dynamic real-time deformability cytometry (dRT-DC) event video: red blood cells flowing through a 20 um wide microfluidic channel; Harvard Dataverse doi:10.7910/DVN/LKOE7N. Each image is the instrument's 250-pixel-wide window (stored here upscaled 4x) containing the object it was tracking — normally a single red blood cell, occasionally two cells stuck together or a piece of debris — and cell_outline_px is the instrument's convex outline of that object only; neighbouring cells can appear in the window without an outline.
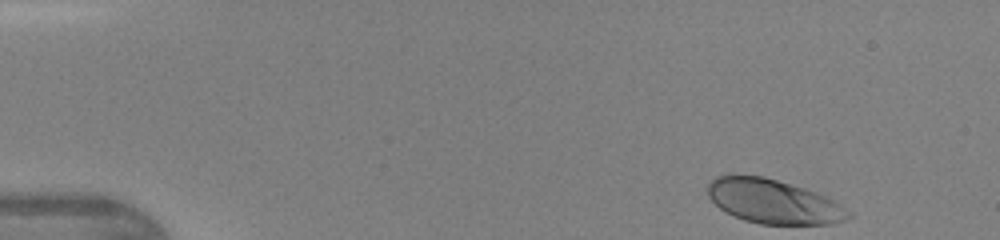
{"species": "human", "species_latin": "Homo sapiens", "temperature_condition": "warm", "stored_images_in_passage": 36, "camera_frame_rate_fps": 3000, "um_per_image_px": 0.085, "donor": {"sex": "female"}, "frame": {"image": 1, "passage_image": 1, "time_ms": 0.0, "image_size_px": [1000, 240], "cell_outline_px": [[852, 216], [844, 220], [832, 224], [760, 224], [744, 220], [720, 208], [708, 196], [708, 184], [716, 176], [728, 172], [732, 172], [764, 176], [804, 188], [816, 192], [832, 200], [852, 212]], "centroid_in_image_um": [65.7, 17.09], "position_along_channel_um": 19.3, "area_um2": 36.47}}
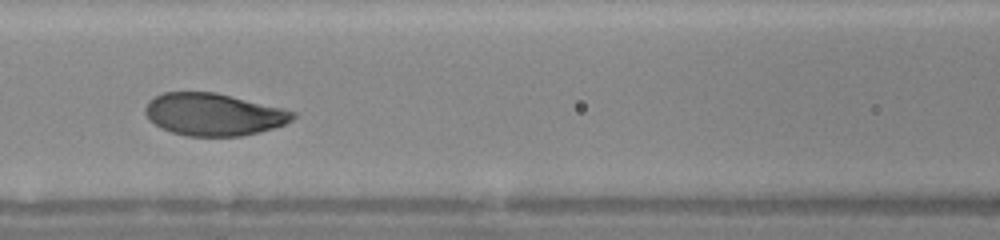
{"frame": {"image": 2, "passage_image": 17, "time_ms": 5.333, "image_size_px": [1000, 240], "cell_outline_px": [[296, 116], [292, 120], [284, 124], [260, 132], [240, 136], [188, 136], [172, 132], [160, 128], [148, 120], [144, 112], [144, 108], [148, 100], [164, 92], [216, 92], [284, 108], [296, 112]], "centroid_in_image_um": [18.14, 9.72], "position_along_channel_um": 148.5, "area_um2": 36.65}}
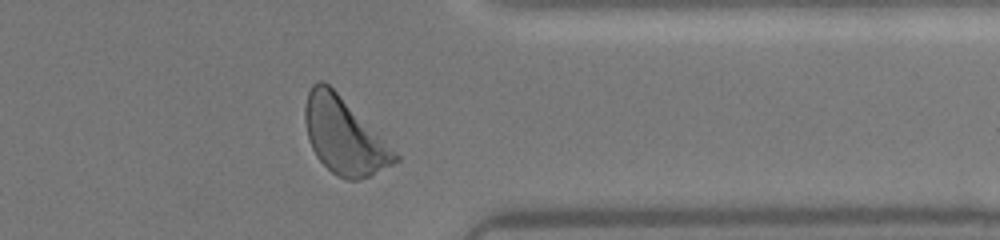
{"frame": {"image": 3, "passage_image": 33, "time_ms": 10.667, "image_size_px": [1000, 240], "cell_outline_px": [[400, 160], [368, 176], [356, 180], [348, 180], [336, 176], [316, 156], [308, 140], [304, 120], [304, 104], [308, 92], [312, 84], [320, 80], [324, 80], [400, 156]], "centroid_in_image_um": [29.19, 11.56], "position_along_channel_um": 382.2, "area_um2": 39.19}}